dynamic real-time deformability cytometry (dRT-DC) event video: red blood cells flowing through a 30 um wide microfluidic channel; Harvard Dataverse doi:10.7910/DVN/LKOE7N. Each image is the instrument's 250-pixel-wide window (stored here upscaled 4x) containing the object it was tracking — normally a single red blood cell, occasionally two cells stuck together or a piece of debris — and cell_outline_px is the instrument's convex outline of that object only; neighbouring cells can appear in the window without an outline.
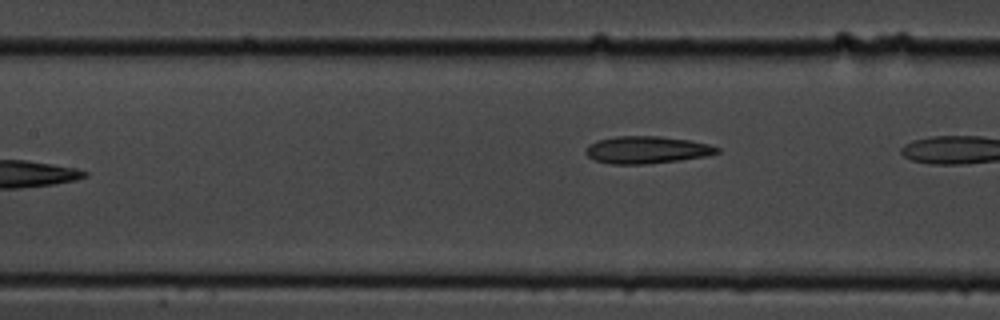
{"species": "common noctule bat (a hibernating species)", "species_latin": "Nyctalus noctula", "temperature_condition": "cold", "stored_images_in_passage": 9, "camera_frame_rate_fps": 3000, "um_per_image_px": 0.085, "animal": {"sex": "male", "body_mass_g": 19.5, "forearm_length_mm": 54.6}, "frame": {"image": 1, "passage_image": 9, "time_ms": 9.667, "image_size_px": [1000, 320], "cell_outline_px": [[720, 152], [708, 156], [680, 160], [644, 164], [612, 164], [596, 160], [588, 156], [584, 152], [588, 144], [596, 140], [616, 136], [660, 136], [688, 140], [708, 144], [720, 148]], "centroid_in_image_um": [54.97, 12.73], "position_along_channel_um": 152.4, "area_um2": 20.92}}